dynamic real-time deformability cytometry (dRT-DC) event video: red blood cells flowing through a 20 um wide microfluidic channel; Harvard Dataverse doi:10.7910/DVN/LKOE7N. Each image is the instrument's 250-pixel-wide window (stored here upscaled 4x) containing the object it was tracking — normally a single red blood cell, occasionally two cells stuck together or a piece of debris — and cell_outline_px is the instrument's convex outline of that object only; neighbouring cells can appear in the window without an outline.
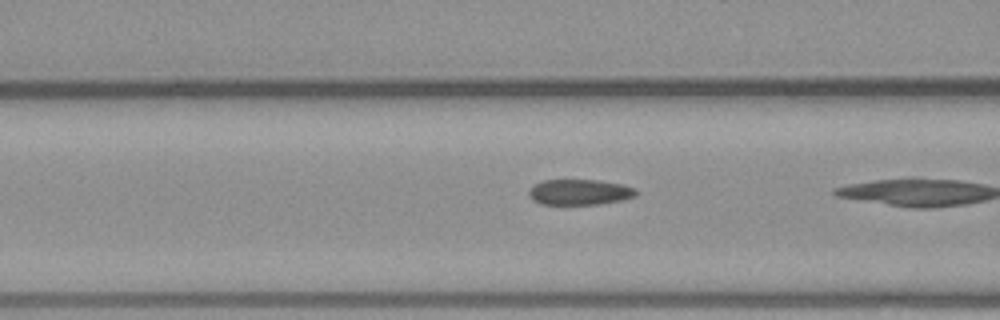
{"species": "common noctule bat (a hibernating species)", "species_latin": "Nyctalus noctula", "temperature_condition": "warm", "stored_images_in_passage": 14, "camera_frame_rate_fps": 3000, "um_per_image_px": 0.085, "animal": {"sex": "male", "body_mass_g": 23.1, "forearm_length_mm": 52.7}, "frame": {"image": 1, "passage_image": 13, "time_ms": 4.0, "image_size_px": [1000, 320], "cell_outline_px": [[636, 196], [620, 200], [600, 204], [540, 204], [532, 200], [528, 196], [528, 188], [532, 184], [544, 180], [600, 180], [624, 184], [636, 188]], "centroid_in_image_um": [49.22, 16.32], "position_along_channel_um": 117.4, "area_um2": 16.24}}